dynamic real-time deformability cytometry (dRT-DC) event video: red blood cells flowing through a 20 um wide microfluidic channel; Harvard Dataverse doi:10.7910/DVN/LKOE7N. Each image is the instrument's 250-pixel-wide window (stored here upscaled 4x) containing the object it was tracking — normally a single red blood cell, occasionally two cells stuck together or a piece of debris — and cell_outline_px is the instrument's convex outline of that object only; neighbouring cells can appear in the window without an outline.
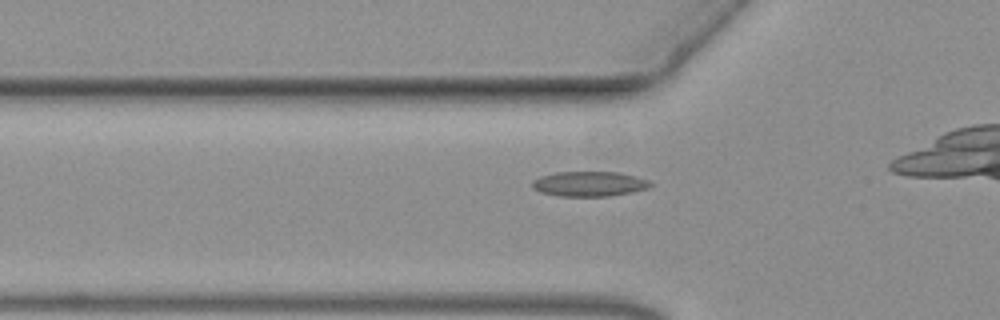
{"species": "common noctule bat (a hibernating species)", "species_latin": "Nyctalus noctula", "temperature_condition": "warm", "stored_images_in_passage": 33, "camera_frame_rate_fps": 3000, "um_per_image_px": 0.085, "animal": {"sex": "female", "body_mass_g": 19.3, "forearm_length_mm": 54.1}, "frame": {"image": 1, "passage_image": 5, "time_ms": 1.333, "image_size_px": [1000, 320], "cell_outline_px": [[652, 184], [648, 188], [608, 196], [560, 196], [540, 192], [532, 188], [532, 180], [540, 176], [556, 172], [616, 172], [648, 180]], "centroid_in_image_um": [50.01, 15.63], "position_along_channel_um": 75.8, "area_um2": 16.94}}
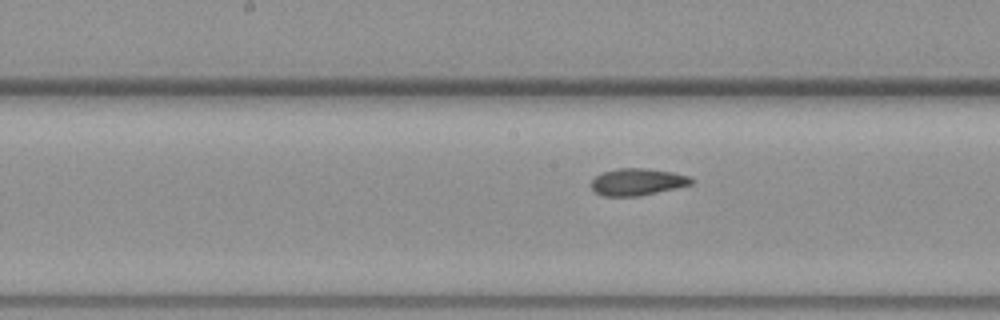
{"frame": {"image": 2, "passage_image": 15, "time_ms": 4.667, "image_size_px": [1000, 320], "cell_outline_px": [[696, 180], [692, 184], [640, 196], [604, 196], [596, 192], [592, 188], [592, 180], [596, 176], [604, 172], [616, 168], [644, 168], [672, 172], [688, 176]], "centroid_in_image_um": [54.19, 15.46], "position_along_channel_um": 194.0, "area_um2": 15.61}}
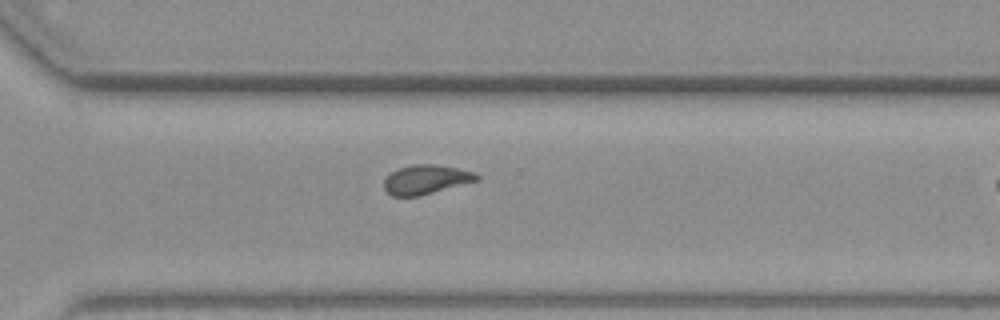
{"frame": {"image": 3, "passage_image": 27, "time_ms": 8.667, "image_size_px": [1000, 320], "cell_outline_px": [[480, 180], [420, 196], [392, 196], [384, 188], [384, 180], [396, 168], [412, 164], [436, 164], [476, 172], [480, 176]], "centroid_in_image_um": [36.24, 15.25], "position_along_channel_um": 334.4, "area_um2": 15.95}}